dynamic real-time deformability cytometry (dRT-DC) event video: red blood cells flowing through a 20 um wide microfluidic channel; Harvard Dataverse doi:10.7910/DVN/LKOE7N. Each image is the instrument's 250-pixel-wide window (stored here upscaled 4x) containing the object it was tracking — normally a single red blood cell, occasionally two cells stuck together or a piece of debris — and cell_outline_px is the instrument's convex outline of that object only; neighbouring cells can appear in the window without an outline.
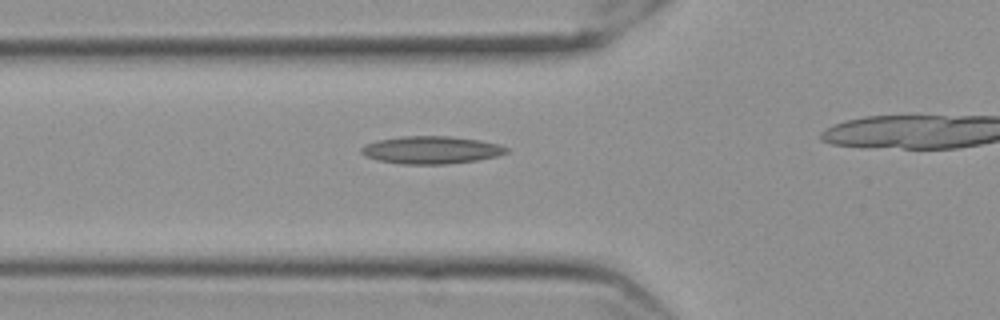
{"species": "Egyptian fruit bat (a non-hibernating species)", "species_latin": "Rousettus aegyptiacus", "temperature_condition": "cold", "stored_images_in_passage": 20, "camera_frame_rate_fps": 3000, "um_per_image_px": 0.085, "frame": {"image": 1, "passage_image": 15, "time_ms": 4.667, "image_size_px": [1000, 320], "cell_outline_px": [[508, 152], [496, 156], [476, 160], [448, 164], [400, 164], [376, 160], [364, 156], [360, 152], [360, 148], [364, 144], [380, 140], [400, 136], [448, 136], [480, 140], [500, 144], [508, 148]], "centroid_in_image_um": [36.62, 12.75], "position_along_channel_um": 89.2, "area_um2": 23.47}}